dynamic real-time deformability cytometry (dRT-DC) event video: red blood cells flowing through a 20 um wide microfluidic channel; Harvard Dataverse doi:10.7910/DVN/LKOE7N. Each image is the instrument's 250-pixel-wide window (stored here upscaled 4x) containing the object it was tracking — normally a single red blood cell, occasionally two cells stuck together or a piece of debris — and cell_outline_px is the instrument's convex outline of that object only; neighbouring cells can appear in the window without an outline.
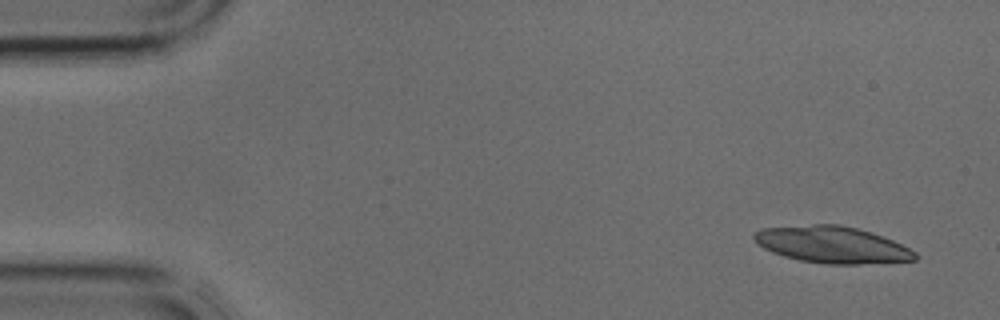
{"species": "common noctule bat (a hibernating species)", "species_latin": "Nyctalus noctula", "temperature_condition": "cold", "stored_images_in_passage": 39, "camera_frame_rate_fps": 3000, "um_per_image_px": 0.085, "animal": {"sex": "male", "body_mass_g": 17.9, "forearm_length_mm": 54.2}, "frame": {"image": 1, "passage_image": 1, "time_ms": 0.0, "image_size_px": [1000, 320], "cell_outline_px": [[916, 260], [856, 264], [824, 264], [800, 260], [784, 256], [772, 252], [756, 244], [752, 236], [760, 228], [812, 224], [840, 224], [872, 232], [884, 236], [916, 252]], "centroid_in_image_um": [70.69, 20.79], "position_along_channel_um": 14.3, "area_um2": 34.45}}